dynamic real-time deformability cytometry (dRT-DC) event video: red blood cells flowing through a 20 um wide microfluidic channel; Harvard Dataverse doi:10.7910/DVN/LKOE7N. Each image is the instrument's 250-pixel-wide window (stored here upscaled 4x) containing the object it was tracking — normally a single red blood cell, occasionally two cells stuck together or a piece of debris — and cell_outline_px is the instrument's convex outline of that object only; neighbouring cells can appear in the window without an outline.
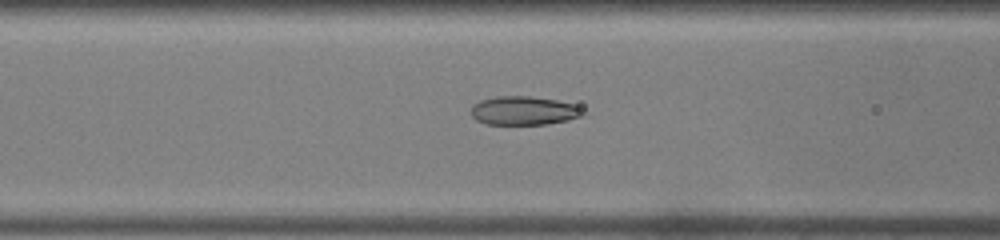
{"species": "common noctule bat (a hibernating species)", "species_latin": "Nyctalus noctula", "temperature_condition": "warm", "stored_images_in_passage": 36, "camera_frame_rate_fps": 3000, "um_per_image_px": 0.085, "animal": {"sex": "male", "body_mass_g": 19.0, "forearm_length_mm": 50.8}, "frame": {"image": 1, "passage_image": 7, "time_ms": 2.0, "image_size_px": [1000, 240], "cell_outline_px": [[584, 116], [568, 120], [548, 124], [488, 124], [476, 120], [472, 116], [472, 104], [480, 100], [496, 96], [528, 96], [556, 100], [572, 104], [580, 108]], "centroid_in_image_um": [44.5, 9.4], "position_along_channel_um": 122.1, "area_um2": 18.61}}
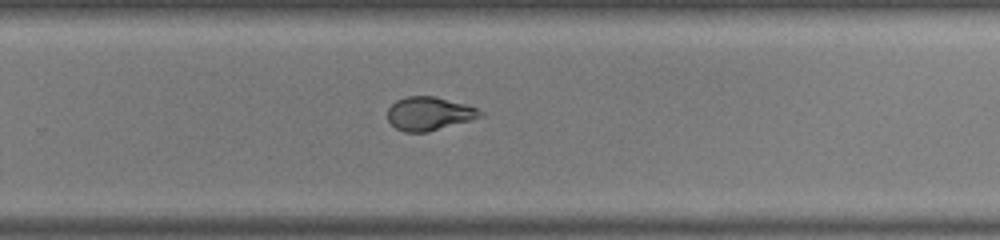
{"frame": {"image": 2, "passage_image": 19, "time_ms": 6.0, "image_size_px": [1000, 240], "cell_outline_px": [[484, 116], [472, 120], [428, 132], [404, 132], [396, 128], [388, 120], [388, 108], [396, 100], [408, 96], [436, 96], [464, 104], [476, 108], [484, 112]], "centroid_in_image_um": [36.49, 9.66], "position_along_channel_um": 293.3, "area_um2": 18.15}}
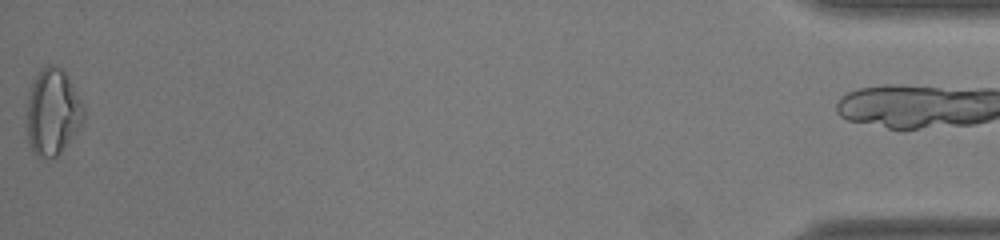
{"frame": {"image": 3, "passage_image": 35, "time_ms": 11.333, "image_size_px": [1000, 240], "cell_outline_px": [[84, 120], [76, 132], [60, 152], [56, 156], [36, 156], [28, 140], [24, 112], [32, 80], [48, 64], [52, 64], [60, 68], [68, 76], [84, 108]], "centroid_in_image_um": [4.43, 9.5], "position_along_channel_um": 430.8, "area_um2": 28.55}, "authors_computed_cell_mechanics": {"area_um2": 19.2763, "velocity_mm_per_s": 4.2964, "shape_relaxation_time_tau1_ms": null, "shape_relaxation_time_tau2_ms": 1.1243, "deformation_change_tau1": null, "deformation_change_tau2": 0.0524}}